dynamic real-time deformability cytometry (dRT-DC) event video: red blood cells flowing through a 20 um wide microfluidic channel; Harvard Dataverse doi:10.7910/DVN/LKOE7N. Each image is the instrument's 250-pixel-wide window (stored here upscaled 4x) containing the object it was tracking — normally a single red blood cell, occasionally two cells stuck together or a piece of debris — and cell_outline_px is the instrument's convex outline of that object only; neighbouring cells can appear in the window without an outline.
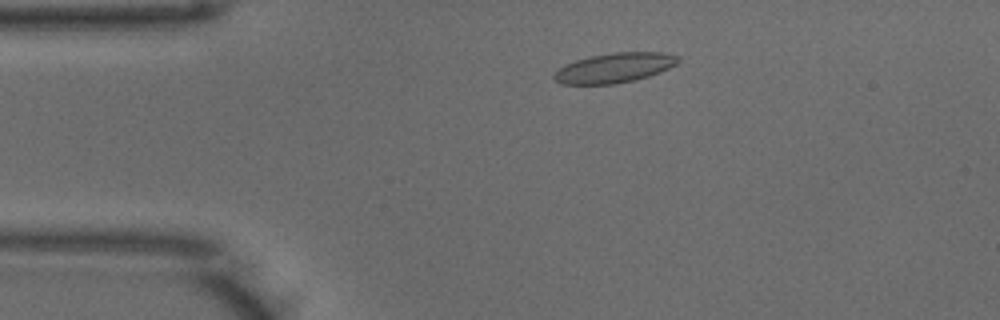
{"species": "common noctule bat (a hibernating species)", "species_latin": "Nyctalus noctula", "temperature_condition": "warm", "stored_images_in_passage": 49, "camera_frame_rate_fps": 3000, "um_per_image_px": 0.085, "animal": {"sex": "male", "body_mass_g": 18.8}, "frame": {"image": 1, "passage_image": 8, "time_ms": 2.333, "image_size_px": [1000, 320], "cell_outline_px": [[680, 60], [676, 64], [660, 72], [648, 76], [616, 84], [560, 84], [552, 76], [560, 68], [576, 60], [592, 56], [612, 52], [664, 52], [680, 56]], "centroid_in_image_um": [52.26, 5.76], "position_along_channel_um": 32.7, "area_um2": 21.33}}
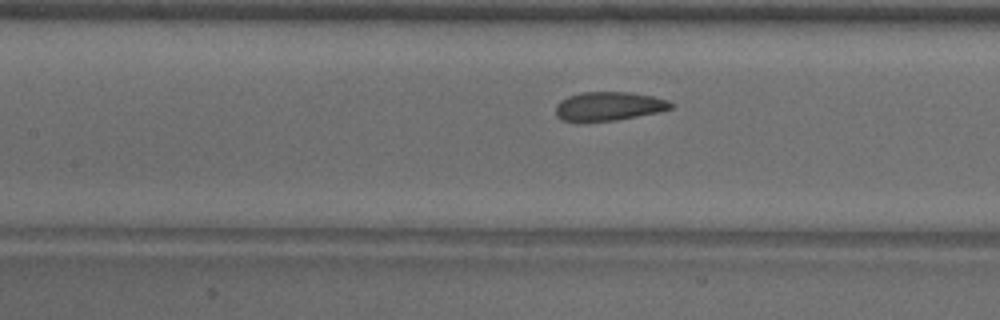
{"frame": {"image": 2, "passage_image": 20, "time_ms": 6.333, "image_size_px": [1000, 320], "cell_outline_px": [[676, 104], [672, 108], [660, 112], [616, 120], [564, 120], [556, 116], [556, 104], [560, 100], [568, 96], [580, 92], [628, 92], [652, 96], [668, 100]], "centroid_in_image_um": [51.79, 9.01], "position_along_channel_um": 155.6, "area_um2": 19.19}}
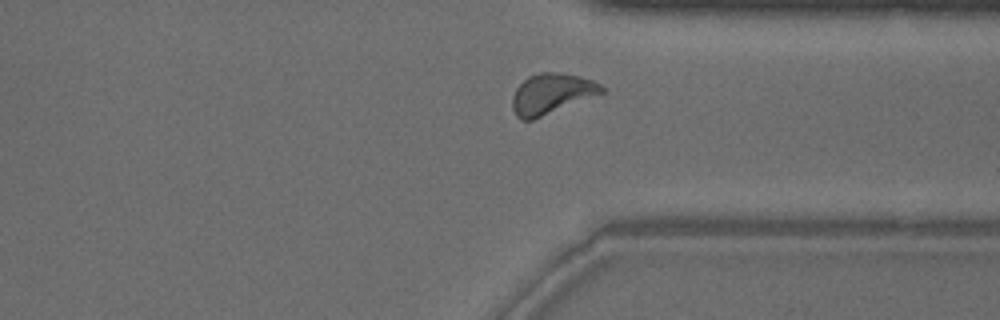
{"frame": {"image": 3, "passage_image": 36, "time_ms": 11.667, "image_size_px": [1000, 320], "cell_outline_px": [[608, 88], [604, 92], [532, 120], [520, 120], [516, 116], [512, 108], [512, 96], [516, 88], [528, 76], [540, 72], [560, 72], [580, 76], [592, 80]], "centroid_in_image_um": [46.87, 7.96], "position_along_channel_um": 364.5, "area_um2": 21.04}, "authors_computed_cell_mechanics": {"area_um2": 20.23, "velocity_mm_per_s": 3.9367, "shape_relaxation_time_tau1_ms": 4.9424, "shape_relaxation_time_tau2_ms": 1.0911, "deformation_change_tau1": 0.1131, "deformation_change_tau2": 0.0537}}